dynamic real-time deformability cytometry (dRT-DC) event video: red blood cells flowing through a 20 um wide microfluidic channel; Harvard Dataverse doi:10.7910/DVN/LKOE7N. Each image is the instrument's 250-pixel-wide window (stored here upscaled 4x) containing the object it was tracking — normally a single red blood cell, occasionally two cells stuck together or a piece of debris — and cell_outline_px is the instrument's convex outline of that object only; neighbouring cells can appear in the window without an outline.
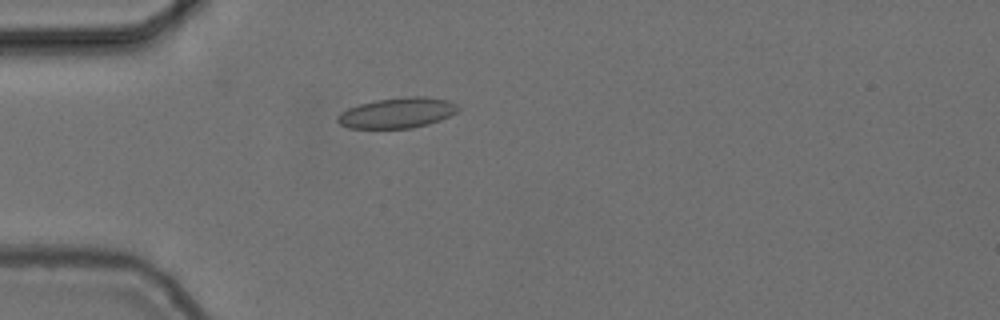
{"species": "common noctule bat (a hibernating species)", "species_latin": "Nyctalus noctula", "temperature_condition": "cold", "stored_images_in_passage": 52, "camera_frame_rate_fps": 3000, "um_per_image_px": 0.085, "animal": {"sex": "female", "body_mass_g": 24.6, "forearm_length_mm": 56.2}, "frame": {"image": 1, "passage_image": 16, "time_ms": 5.0, "image_size_px": [1000, 320], "cell_outline_px": [[460, 108], [456, 112], [440, 120], [428, 124], [412, 128], [348, 128], [340, 124], [336, 120], [336, 116], [340, 112], [348, 108], [360, 104], [376, 100], [404, 96], [424, 96], [448, 100], [456, 104]], "centroid_in_image_um": [33.75, 9.59], "position_along_channel_um": 51.3, "area_um2": 21.44}}
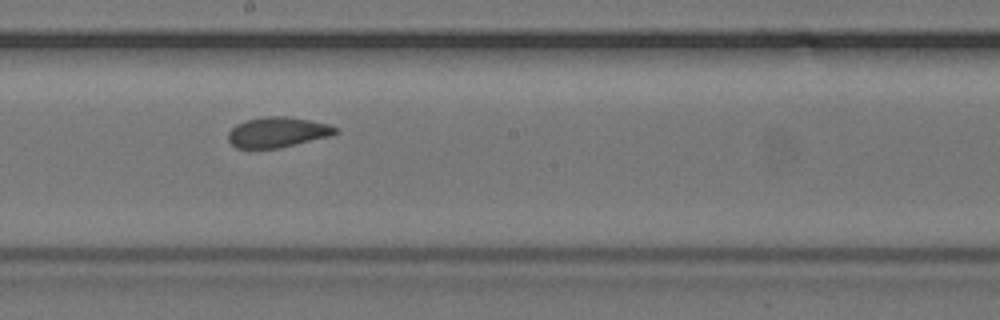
{"frame": {"image": 2, "passage_image": 31, "time_ms": 10.0, "image_size_px": [1000, 320], "cell_outline_px": [[340, 132], [328, 136], [280, 148], [236, 148], [228, 140], [228, 132], [236, 124], [244, 120], [264, 116], [288, 116], [328, 124], [340, 128]], "centroid_in_image_um": [23.58, 11.23], "position_along_channel_um": 224.6, "area_um2": 19.02}}
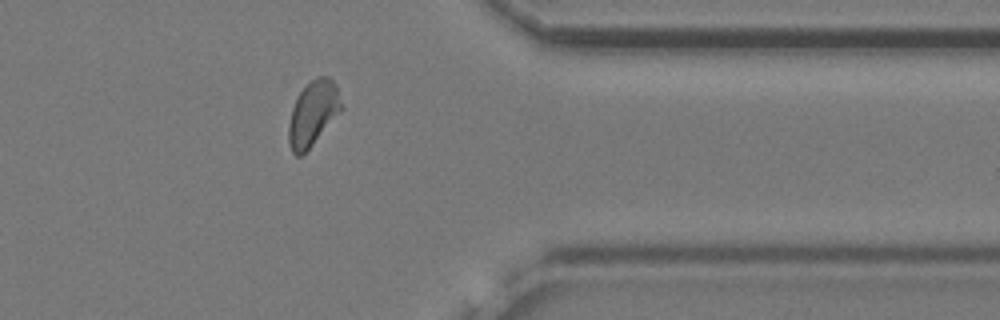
{"frame": {"image": 3, "passage_image": 45, "time_ms": 14.667, "image_size_px": [1000, 320], "cell_outline_px": [[344, 108], [312, 144], [300, 156], [296, 156], [292, 152], [288, 144], [288, 124], [292, 108], [300, 92], [316, 76], [328, 76], [336, 84]], "centroid_in_image_um": [26.61, 9.62], "position_along_channel_um": 384.8, "area_um2": 19.77}, "authors_computed_cell_mechanics": {"area_um2": 19.7098, "velocity_mm_per_s": 3.7066, "shape_relaxation_time_tau1_ms": 9.0628, "shape_relaxation_time_tau2_ms": 1.4791, "deformation_change_tau1": 0.136, "deformation_change_tau2": 0.0497}}